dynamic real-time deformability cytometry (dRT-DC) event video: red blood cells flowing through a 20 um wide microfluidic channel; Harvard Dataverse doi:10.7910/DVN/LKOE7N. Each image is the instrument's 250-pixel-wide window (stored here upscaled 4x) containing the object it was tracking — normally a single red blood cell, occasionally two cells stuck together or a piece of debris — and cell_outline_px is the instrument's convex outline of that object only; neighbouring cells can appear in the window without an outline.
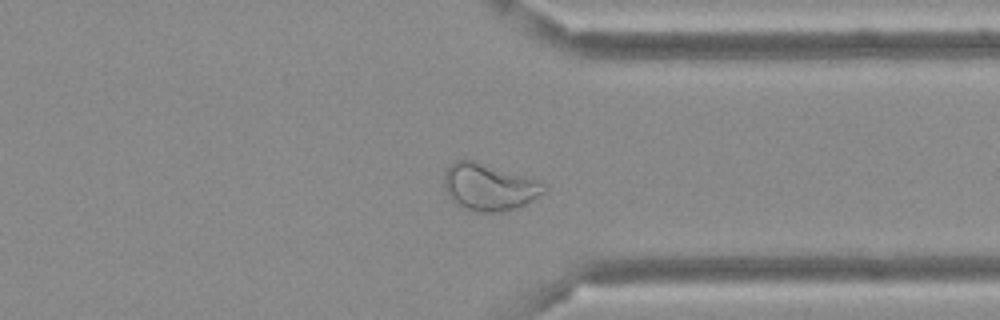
{"species": "Egyptian fruit bat (a non-hibernating species)", "species_latin": "Rousettus aegyptiacus", "temperature_condition": "cold", "stored_images_in_passage": 48, "camera_frame_rate_fps": 3000, "um_per_image_px": 0.085, "frame": {"image": 1, "passage_image": 37, "time_ms": 12.0, "image_size_px": [1000, 320], "cell_outline_px": [[548, 188], [544, 192], [532, 200], [516, 208], [500, 212], [480, 212], [460, 208], [448, 196], [444, 188], [444, 172], [456, 160], [472, 160], [540, 180]], "centroid_in_image_um": [41.56, 15.91], "position_along_channel_um": 369.8, "area_um2": 27.34}}
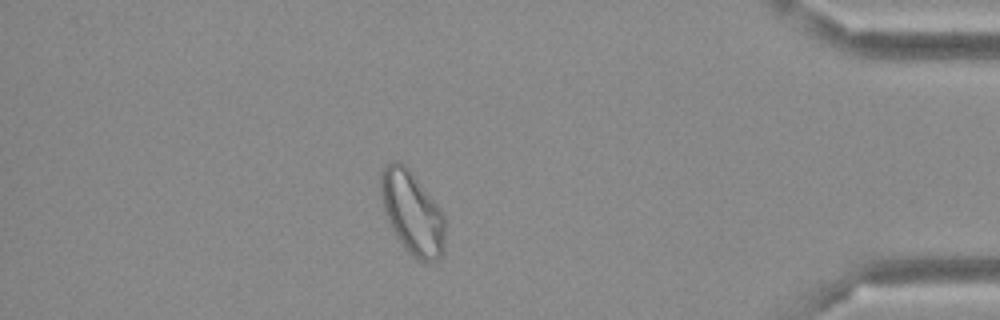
{"frame": {"image": 2, "passage_image": 42, "time_ms": 13.667, "image_size_px": [1000, 320], "cell_outline_px": [[444, 252], [436, 260], [428, 264], [412, 256], [404, 248], [396, 236], [388, 220], [384, 208], [380, 192], [380, 172], [392, 160], [400, 160], [412, 172], [440, 208], [444, 216]], "centroid_in_image_um": [35.04, 18.08], "position_along_channel_um": 400.2, "area_um2": 31.1}}